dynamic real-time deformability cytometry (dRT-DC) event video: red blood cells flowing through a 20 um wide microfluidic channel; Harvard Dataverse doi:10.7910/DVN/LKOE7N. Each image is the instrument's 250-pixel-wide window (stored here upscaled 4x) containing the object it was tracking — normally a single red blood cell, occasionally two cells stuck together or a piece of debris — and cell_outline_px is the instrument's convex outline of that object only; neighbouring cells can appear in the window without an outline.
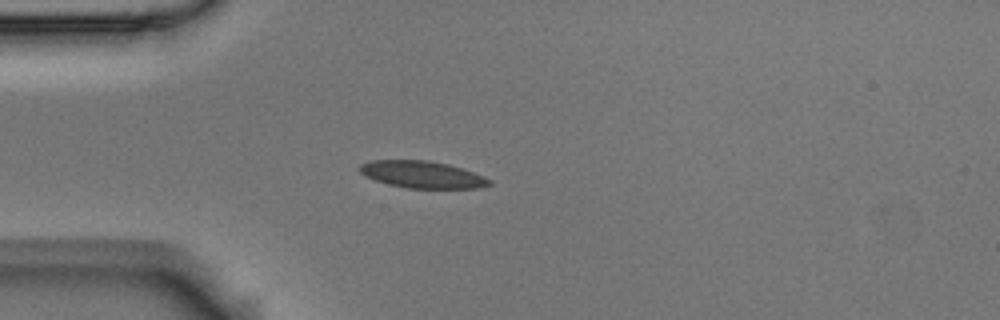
{"species": "Egyptian fruit bat (a non-hibernating species)", "species_latin": "Rousettus aegyptiacus", "temperature_condition": "room temperature", "stored_images_in_passage": 4, "camera_frame_rate_fps": 3000, "um_per_image_px": 0.085, "animal": {"sex": "male"}, "frame": {"image": 1, "passage_image": 3, "time_ms": 0.667, "image_size_px": [1000, 320], "cell_outline_px": [[492, 184], [476, 188], [408, 188], [388, 184], [364, 176], [360, 172], [360, 164], [368, 160], [428, 160], [448, 164], [464, 168], [484, 176], [492, 180]], "centroid_in_image_um": [35.9, 14.83], "position_along_channel_um": 49.1, "area_um2": 20.52}}